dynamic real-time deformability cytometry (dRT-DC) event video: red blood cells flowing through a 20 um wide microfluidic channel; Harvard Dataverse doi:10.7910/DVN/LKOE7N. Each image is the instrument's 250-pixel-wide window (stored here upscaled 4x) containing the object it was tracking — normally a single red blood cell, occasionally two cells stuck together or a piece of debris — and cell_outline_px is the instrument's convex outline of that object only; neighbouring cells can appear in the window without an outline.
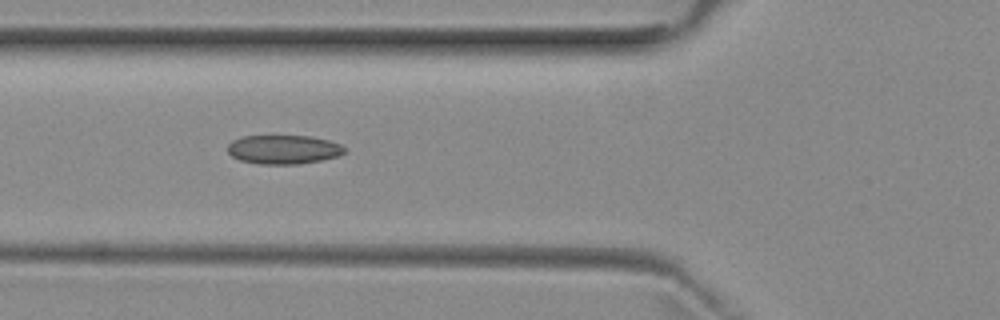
{"species": "common noctule bat (a hibernating species)", "species_latin": "Nyctalus noctula", "temperature_condition": "room temperature", "stored_images_in_passage": 4, "camera_frame_rate_fps": 3000, "um_per_image_px": 0.085, "animal": {"sex": "female", "body_mass_g": 29.2, "forearm_length_mm": 56.3}, "frame": {"image": 1, "passage_image": 2, "time_ms": 1.0, "image_size_px": [1000, 320], "cell_outline_px": [[344, 152], [336, 156], [320, 160], [296, 164], [260, 164], [240, 160], [232, 156], [228, 152], [228, 144], [232, 140], [240, 136], [312, 136], [328, 140], [340, 144], [344, 148]], "centroid_in_image_um": [24.05, 12.7], "position_along_channel_um": 101.7, "area_um2": 19.59}}
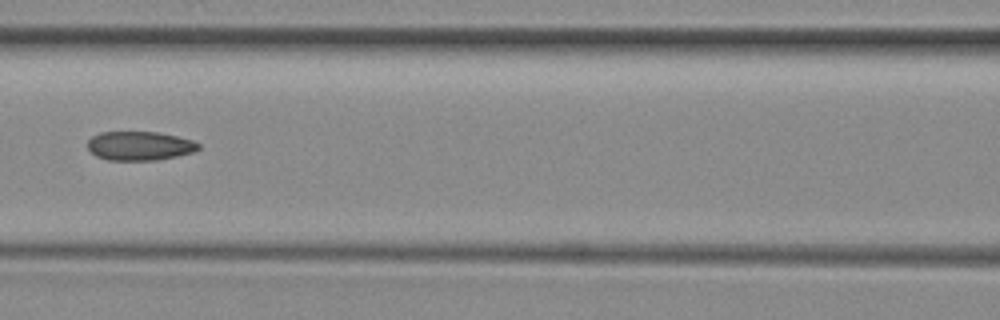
{"frame": {"image": 2, "passage_image": 3, "time_ms": 2.333, "image_size_px": [1000, 320], "cell_outline_px": [[200, 148], [196, 152], [156, 160], [108, 160], [96, 156], [88, 148], [88, 140], [92, 136], [100, 132], [156, 132], [176, 136], [192, 140], [200, 144]], "centroid_in_image_um": [11.88, 12.4], "position_along_channel_um": 154.7, "area_um2": 18.73}}
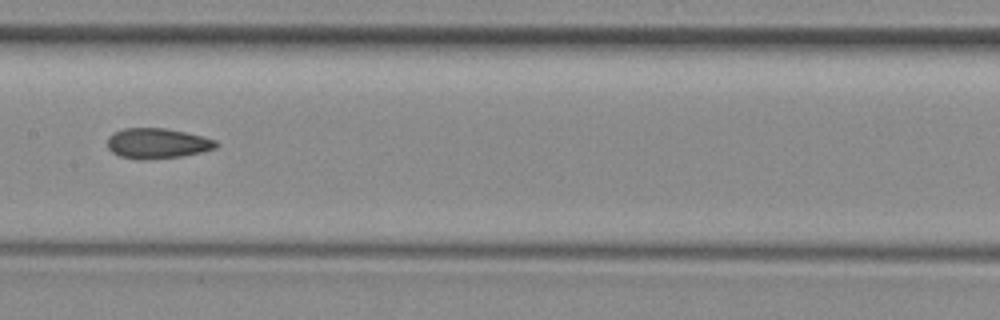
{"frame": {"image": 3, "passage_image": 4, "time_ms": 3.333, "image_size_px": [1000, 320], "cell_outline_px": [[220, 144], [216, 148], [200, 152], [180, 156], [144, 160], [140, 160], [120, 156], [112, 152], [108, 148], [108, 136], [112, 132], [124, 128], [164, 128], [204, 136], [216, 140]], "centroid_in_image_um": [13.36, 12.18], "position_along_channel_um": 194.0, "area_um2": 19.25}}